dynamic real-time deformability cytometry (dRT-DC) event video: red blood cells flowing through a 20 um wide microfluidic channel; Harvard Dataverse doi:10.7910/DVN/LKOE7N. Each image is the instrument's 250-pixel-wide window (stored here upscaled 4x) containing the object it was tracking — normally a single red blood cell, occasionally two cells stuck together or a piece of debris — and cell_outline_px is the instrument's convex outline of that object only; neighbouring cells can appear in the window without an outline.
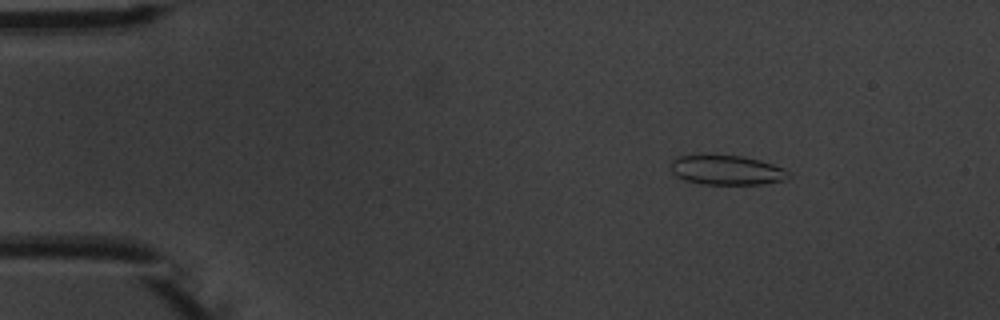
{"species": "common noctule bat (a hibernating species)", "species_latin": "Nyctalus noctula", "temperature_condition": "warm", "stored_images_in_passage": 5, "camera_frame_rate_fps": 3000, "um_per_image_px": 0.085, "animal": {"sex": "male", "body_mass_g": 20.1, "forearm_length_mm": 53.5}, "frame": {"image": 1, "passage_image": 2, "time_ms": 2.333, "image_size_px": [1000, 320], "cell_outline_px": [[792, 176], [784, 180], [760, 184], [704, 184], [684, 180], [676, 176], [672, 172], [672, 160], [676, 156], [712, 152], [744, 156], [760, 160], [784, 168]], "centroid_in_image_um": [61.73, 14.41], "position_along_channel_um": 23.3, "area_um2": 21.04}}
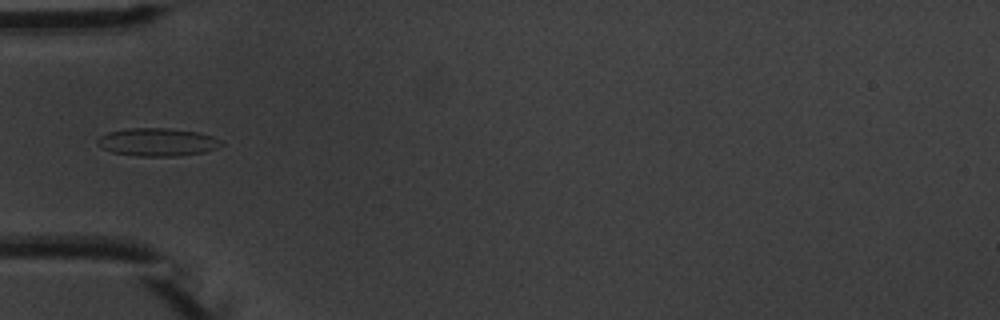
{"frame": {"image": 2, "passage_image": 5, "time_ms": 5.667, "image_size_px": [1000, 320], "cell_outline_px": [[224, 144], [216, 148], [204, 152], [176, 156], [136, 156], [112, 152], [96, 144], [96, 140], [100, 136], [108, 132], [128, 128], [168, 128], [196, 132], [212, 136], [220, 140]], "centroid_in_image_um": [13.36, 12.08], "position_along_channel_um": 71.6, "area_um2": 20.11}}